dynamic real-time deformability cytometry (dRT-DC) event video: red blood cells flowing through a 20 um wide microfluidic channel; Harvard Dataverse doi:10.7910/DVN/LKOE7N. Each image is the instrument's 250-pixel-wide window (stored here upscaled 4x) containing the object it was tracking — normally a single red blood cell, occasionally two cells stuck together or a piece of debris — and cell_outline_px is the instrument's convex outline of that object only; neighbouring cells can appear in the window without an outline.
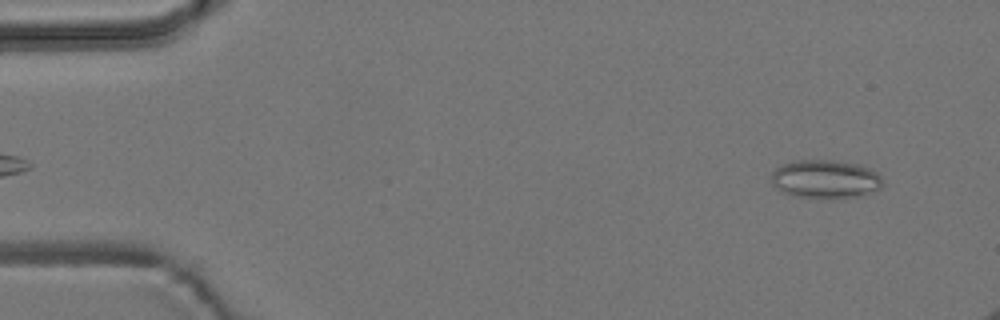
{"species": "common noctule bat (a hibernating species)", "species_latin": "Nyctalus noctula", "temperature_condition": "room temperature", "stored_images_in_passage": 13, "camera_frame_rate_fps": 3000, "um_per_image_px": 0.085, "animal": {"sex": "male", "body_mass_g": 19.2, "forearm_length_mm": 51.8}, "frame": {"image": 1, "passage_image": 3, "time_ms": 0.667, "image_size_px": [1000, 320], "cell_outline_px": [[884, 184], [880, 188], [860, 196], [832, 200], [828, 200], [792, 196], [776, 188], [772, 184], [772, 172], [780, 164], [796, 160], [832, 160], [860, 164], [876, 172], [880, 176]], "centroid_in_image_um": [70.15, 15.25], "position_along_channel_um": 14.9, "area_um2": 25.55}}